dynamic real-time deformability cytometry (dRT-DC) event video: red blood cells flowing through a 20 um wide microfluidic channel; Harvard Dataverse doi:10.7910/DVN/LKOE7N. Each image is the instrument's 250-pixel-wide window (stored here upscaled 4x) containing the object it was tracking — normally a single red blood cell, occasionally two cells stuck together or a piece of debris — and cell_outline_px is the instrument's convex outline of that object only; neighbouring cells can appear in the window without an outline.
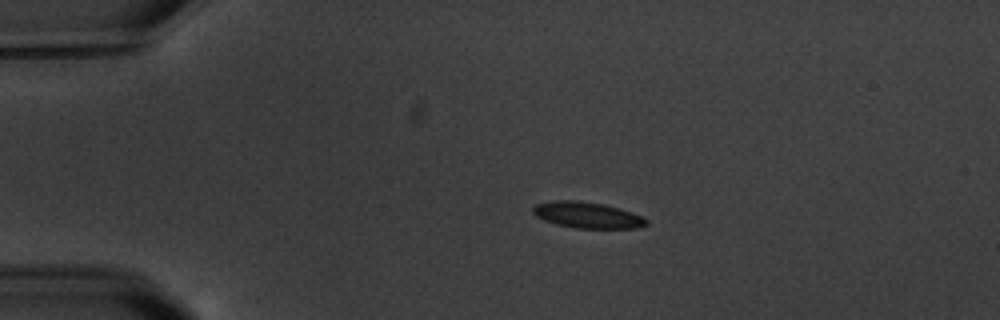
{"species": "common noctule bat (a hibernating species)", "species_latin": "Nyctalus noctula", "temperature_condition": "warm", "stored_images_in_passage": 13, "camera_frame_rate_fps": 3000, "um_per_image_px": 0.085, "animal": {"sex": "male", "body_mass_g": 20.1, "forearm_length_mm": 53.5}, "frame": {"image": 1, "passage_image": 1, "time_ms": 0.0, "image_size_px": [1000, 320], "cell_outline_px": [[648, 224], [636, 228], [576, 228], [556, 224], [544, 220], [536, 216], [532, 212], [532, 208], [536, 204], [556, 200], [576, 200], [604, 204], [620, 208], [632, 212], [648, 220]], "centroid_in_image_um": [49.91, 18.28], "position_along_channel_um": 35.1, "area_um2": 17.22}}
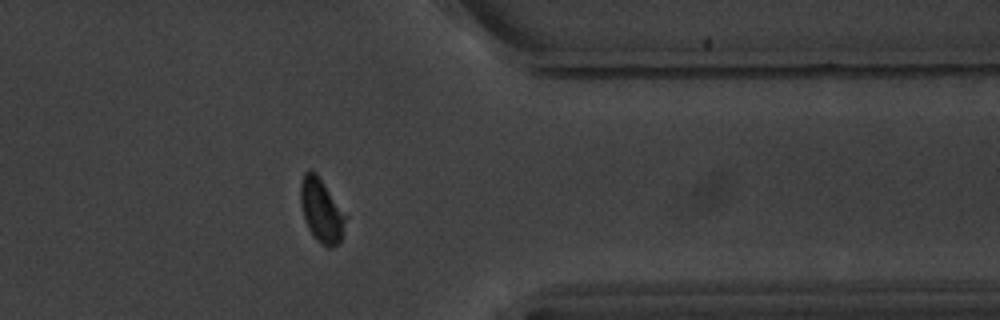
{"frame": {"image": 2, "passage_image": 11, "time_ms": 11.667, "image_size_px": [1000, 320], "cell_outline_px": [[348, 216], [340, 240], [332, 248], [328, 248], [316, 240], [312, 236], [304, 220], [300, 204], [300, 184], [304, 172], [312, 168], [316, 172]], "centroid_in_image_um": [27.31, 17.87], "position_along_channel_um": 384.1, "area_um2": 17.05}}
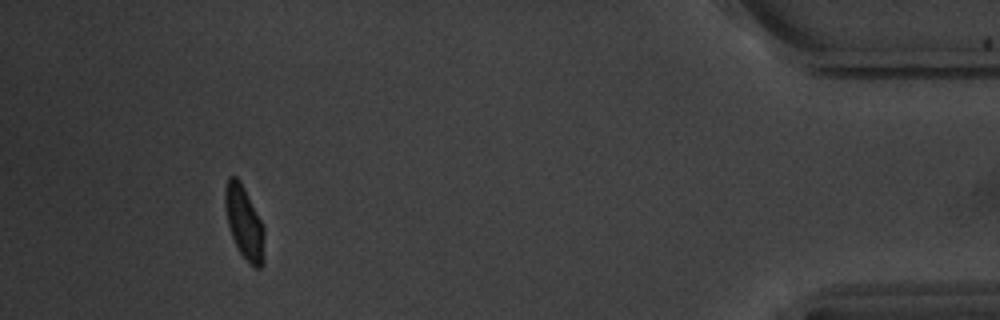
{"frame": {"image": 3, "passage_image": 13, "time_ms": 14.0, "image_size_px": [1000, 320], "cell_outline_px": [[264, 264], [260, 268], [256, 268], [240, 252], [232, 236], [228, 224], [224, 204], [224, 188], [228, 176], [236, 176], [244, 188], [264, 228]], "centroid_in_image_um": [20.75, 18.9], "position_along_channel_um": 414.5, "area_um2": 16.42}, "authors_computed_cell_mechanics": {"area_um2": 16.8198, "velocity_mm_per_s": 3.4506, "shape_relaxation_time_tau1_ms": 1.5989, "shape_relaxation_time_tau2_ms": null, "deformation_change_tau1": 0.0833, "deformation_change_tau2": null}}